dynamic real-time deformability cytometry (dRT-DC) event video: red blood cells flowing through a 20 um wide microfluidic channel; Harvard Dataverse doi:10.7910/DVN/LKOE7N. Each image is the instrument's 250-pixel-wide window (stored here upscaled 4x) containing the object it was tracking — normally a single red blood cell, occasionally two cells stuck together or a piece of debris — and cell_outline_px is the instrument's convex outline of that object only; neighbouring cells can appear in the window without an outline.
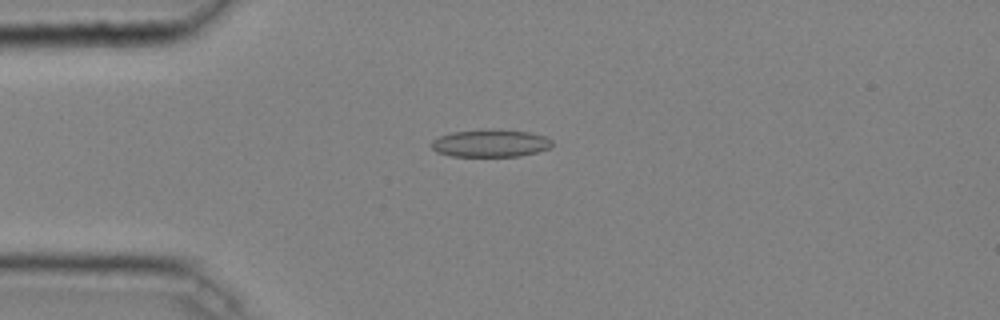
{"species": "common noctule bat (a hibernating species)", "species_latin": "Nyctalus noctula", "temperature_condition": "cold", "stored_images_in_passage": 40, "camera_frame_rate_fps": 3000, "um_per_image_px": 0.085, "animal": {"sex": "male", "body_mass_g": 20.4}, "frame": {"image": 1, "passage_image": 7, "time_ms": 2.0, "image_size_px": [1000, 320], "cell_outline_px": [[552, 144], [548, 148], [536, 152], [520, 156], [452, 156], [436, 152], [432, 148], [432, 140], [440, 136], [452, 132], [484, 128], [488, 128], [532, 132], [544, 136], [552, 140]], "centroid_in_image_um": [41.68, 12.16], "position_along_channel_um": 43.3, "area_um2": 19.54}}
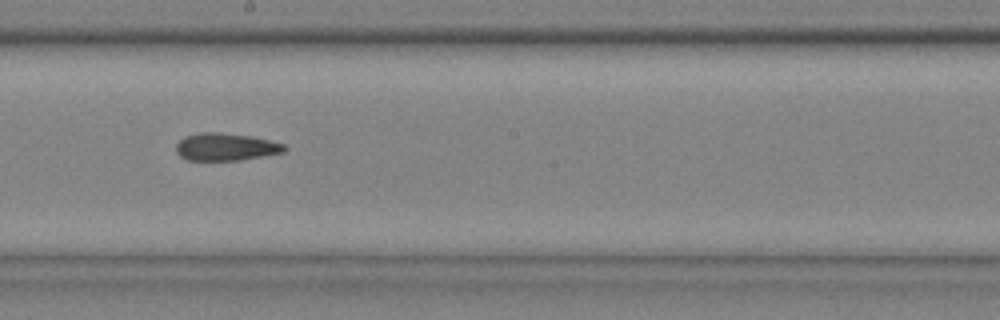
{"frame": {"image": 2, "passage_image": 22, "time_ms": 7.0, "image_size_px": [1000, 320], "cell_outline_px": [[288, 148], [284, 152], [240, 160], [188, 160], [180, 156], [176, 152], [176, 144], [184, 136], [200, 132], [220, 132], [252, 136], [284, 144]], "centroid_in_image_um": [19.18, 12.48], "position_along_channel_um": 229.0, "area_um2": 17.4}}
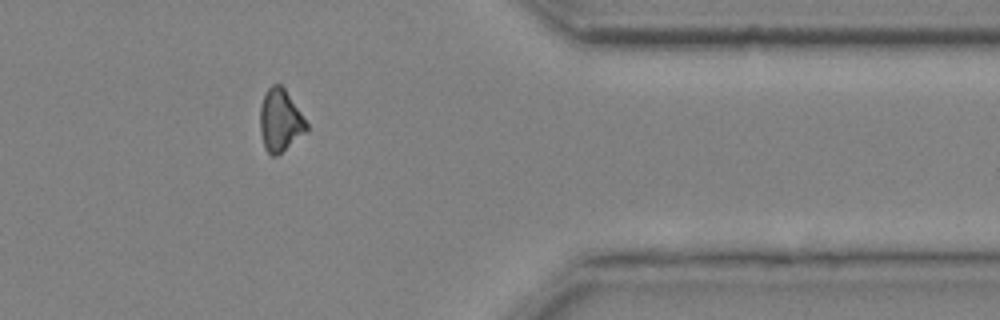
{"frame": {"image": 3, "passage_image": 35, "time_ms": 11.333, "image_size_px": [1000, 320], "cell_outline_px": [[308, 132], [276, 156], [272, 156], [264, 148], [260, 132], [260, 108], [264, 96], [268, 88], [272, 84], [280, 84], [284, 88], [308, 124]], "centroid_in_image_um": [23.82, 10.27], "position_along_channel_um": 387.6, "area_um2": 16.82}, "authors_computed_cell_mechanics": {"area_um2": 17.4556, "velocity_mm_per_s": 4.077, "shape_relaxation_time_tau1_ms": 10.7962, "shape_relaxation_time_tau2_ms": 4.2135, "deformation_change_tau1": 0.1858, "deformation_change_tau2": 0.127}}